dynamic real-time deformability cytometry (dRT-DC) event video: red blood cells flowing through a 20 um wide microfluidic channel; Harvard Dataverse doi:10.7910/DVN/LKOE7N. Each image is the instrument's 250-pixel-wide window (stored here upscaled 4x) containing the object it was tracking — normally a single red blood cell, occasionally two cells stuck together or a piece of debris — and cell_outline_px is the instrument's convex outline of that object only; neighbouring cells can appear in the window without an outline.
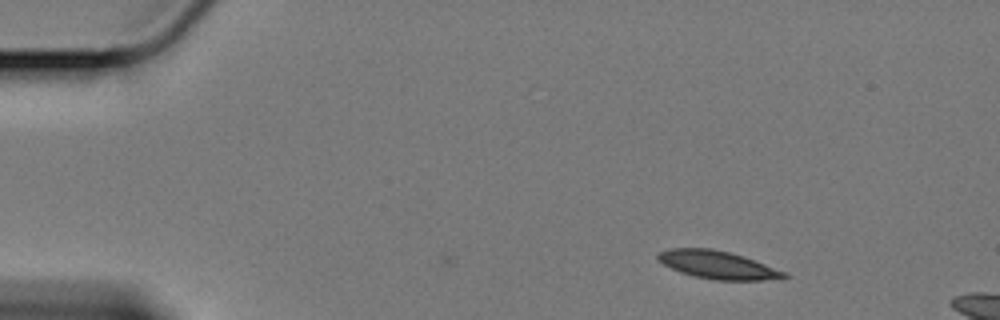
{"species": "Egyptian fruit bat (a non-hibernating species)", "species_latin": "Rousettus aegyptiacus", "temperature_condition": "cold", "stored_images_in_passage": 7, "camera_frame_rate_fps": 3000, "um_per_image_px": 0.085, "animal": {"sex": "female"}, "frame": {"image": 1, "passage_image": 7, "time_ms": 2.0, "image_size_px": [1000, 320], "cell_outline_px": [[788, 276], [760, 280], [716, 280], [696, 276], [680, 272], [656, 260], [656, 256], [660, 252], [668, 248], [712, 248], [744, 256], [788, 272]], "centroid_in_image_um": [60.98, 22.5], "position_along_channel_um": 24.0, "area_um2": 20.4}}